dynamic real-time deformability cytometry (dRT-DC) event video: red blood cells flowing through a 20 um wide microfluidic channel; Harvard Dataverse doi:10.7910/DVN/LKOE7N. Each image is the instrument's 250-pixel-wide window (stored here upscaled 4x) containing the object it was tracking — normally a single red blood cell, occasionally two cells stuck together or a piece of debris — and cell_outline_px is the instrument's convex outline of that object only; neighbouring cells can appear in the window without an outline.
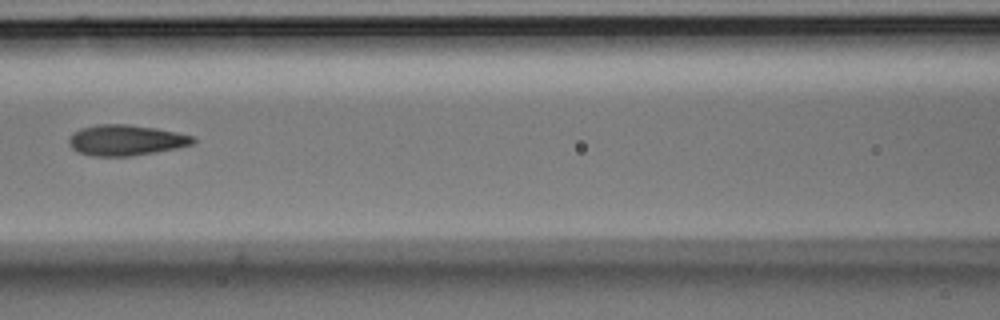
{"species": "Egyptian fruit bat (a non-hibernating species)", "species_latin": "Rousettus aegyptiacus", "temperature_condition": "room temperature", "stored_images_in_passage": 7, "camera_frame_rate_fps": 3000, "um_per_image_px": 0.085, "animal": {"sex": "male"}, "frame": {"image": 1, "passage_image": 4, "time_ms": 1.0, "image_size_px": [1000, 320], "cell_outline_px": [[196, 140], [192, 144], [176, 148], [156, 152], [132, 156], [92, 156], [80, 152], [72, 148], [68, 144], [68, 140], [72, 132], [80, 128], [96, 124], [128, 124], [156, 128], [196, 136]], "centroid_in_image_um": [10.69, 11.91], "position_along_channel_um": 155.9, "area_um2": 22.37}}
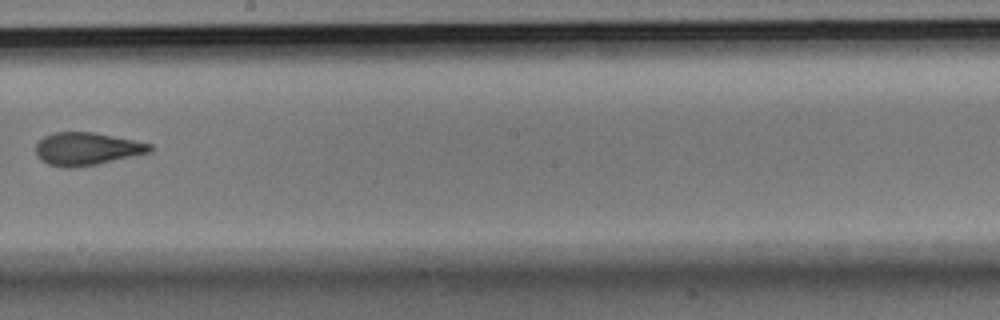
{"frame": {"image": 2, "passage_image": 6, "time_ms": 1.667, "image_size_px": [1000, 320], "cell_outline_px": [[152, 152], [96, 164], [72, 168], [68, 168], [48, 164], [40, 160], [36, 156], [36, 144], [44, 136], [52, 132], [96, 132], [152, 144]], "centroid_in_image_um": [7.36, 12.64], "position_along_channel_um": 240.8, "area_um2": 21.85}}
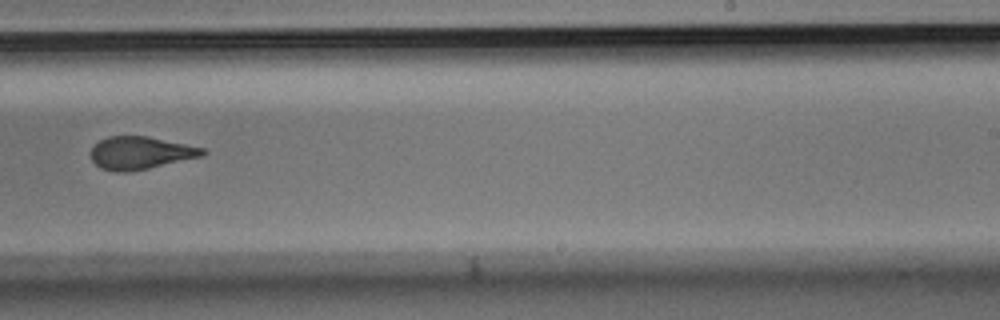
{"frame": {"image": 3, "passage_image": 7, "time_ms": 2.0, "image_size_px": [1000, 320], "cell_outline_px": [[208, 152], [204, 156], [148, 168], [128, 172], [116, 172], [100, 168], [92, 160], [92, 148], [100, 140], [108, 136], [148, 136], [204, 148]], "centroid_in_image_um": [11.96, 13.0], "position_along_channel_um": 277.0, "area_um2": 21.21}}